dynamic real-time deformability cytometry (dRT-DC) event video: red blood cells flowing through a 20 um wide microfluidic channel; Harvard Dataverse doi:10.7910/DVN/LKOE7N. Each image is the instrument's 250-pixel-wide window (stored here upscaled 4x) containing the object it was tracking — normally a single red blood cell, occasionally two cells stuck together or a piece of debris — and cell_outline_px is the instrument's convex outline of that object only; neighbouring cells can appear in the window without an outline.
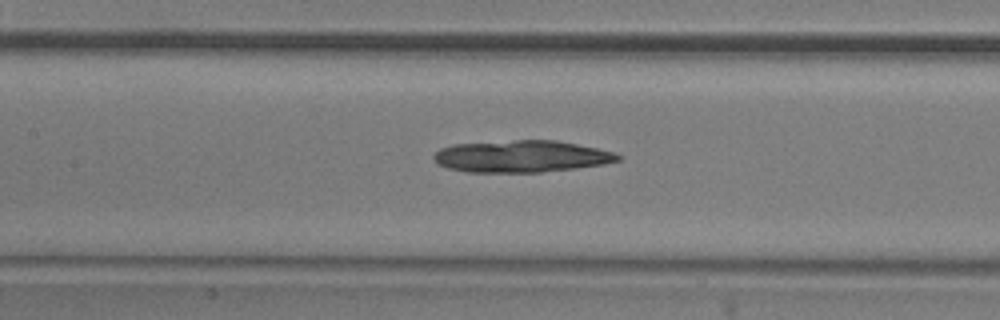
{"species": "common noctule bat (a hibernating species)", "species_latin": "Nyctalus noctula", "temperature_condition": "room temperature", "stored_images_in_passage": 51, "camera_frame_rate_fps": 3000, "um_per_image_px": 0.085, "animal": {"sex": "male", "body_mass_g": 20.5, "forearm_length_mm": 52.5}, "frame": {"image": 1, "passage_image": 22, "time_ms": 7.0, "image_size_px": [1000, 320], "cell_outline_px": [[620, 160], [604, 164], [576, 168], [540, 172], [468, 172], [448, 168], [436, 164], [432, 156], [440, 148], [452, 144], [516, 140], [556, 140], [596, 148], [612, 152], [620, 156]], "centroid_in_image_um": [44.27, 13.29], "position_along_channel_um": 163.1, "area_um2": 34.16}}
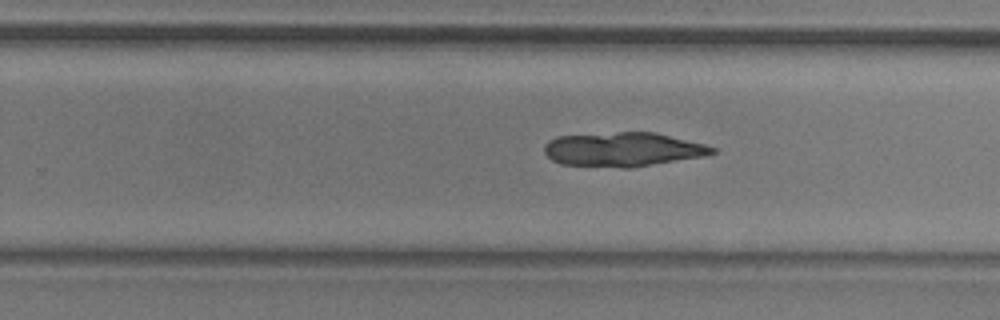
{"frame": {"image": 2, "passage_image": 31, "time_ms": 10.0, "image_size_px": [1000, 320], "cell_outline_px": [[716, 152], [704, 156], [632, 168], [624, 168], [560, 164], [552, 160], [544, 152], [544, 144], [548, 140], [556, 136], [616, 132], [656, 132], [704, 144], [716, 148]], "centroid_in_image_um": [52.93, 12.7], "position_along_channel_um": 276.9, "area_um2": 33.64}}
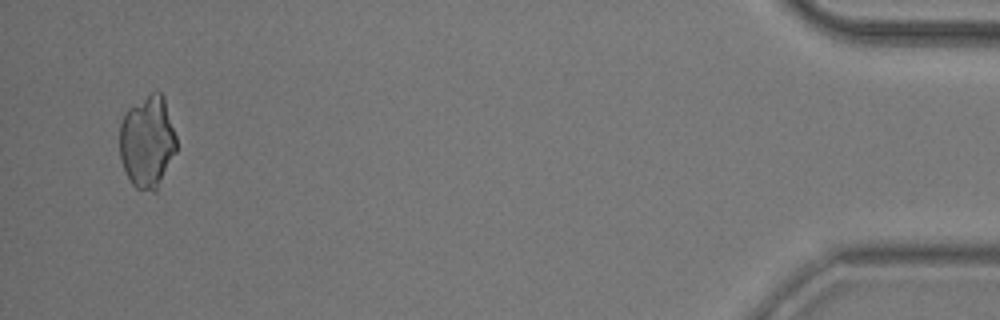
{"frame": {"image": 3, "passage_image": 49, "time_ms": 16.0, "image_size_px": [1000, 320], "cell_outline_px": [[176, 152], [156, 192], [152, 192], [136, 188], [132, 184], [124, 168], [120, 156], [120, 124], [128, 108], [156, 88], [164, 96], [176, 136]], "centroid_in_image_um": [12.54, 12.03], "position_along_channel_um": 422.7, "area_um2": 30.69}}